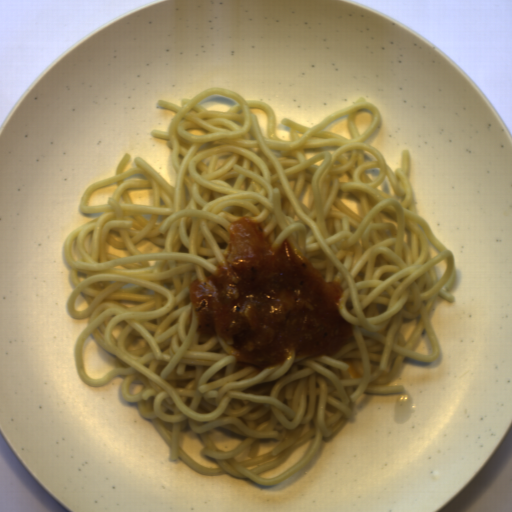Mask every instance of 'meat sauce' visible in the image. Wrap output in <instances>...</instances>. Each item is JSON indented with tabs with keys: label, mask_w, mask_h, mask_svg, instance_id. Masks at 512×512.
<instances>
[{
	"label": "meat sauce",
	"mask_w": 512,
	"mask_h": 512,
	"mask_svg": "<svg viewBox=\"0 0 512 512\" xmlns=\"http://www.w3.org/2000/svg\"><path fill=\"white\" fill-rule=\"evenodd\" d=\"M228 230L223 264L189 286L196 332L233 342L238 369L259 375L293 356L333 357L350 342L354 331L340 314L339 282H324L285 239L270 244L249 217Z\"/></svg>",
	"instance_id": "1"
}]
</instances>
